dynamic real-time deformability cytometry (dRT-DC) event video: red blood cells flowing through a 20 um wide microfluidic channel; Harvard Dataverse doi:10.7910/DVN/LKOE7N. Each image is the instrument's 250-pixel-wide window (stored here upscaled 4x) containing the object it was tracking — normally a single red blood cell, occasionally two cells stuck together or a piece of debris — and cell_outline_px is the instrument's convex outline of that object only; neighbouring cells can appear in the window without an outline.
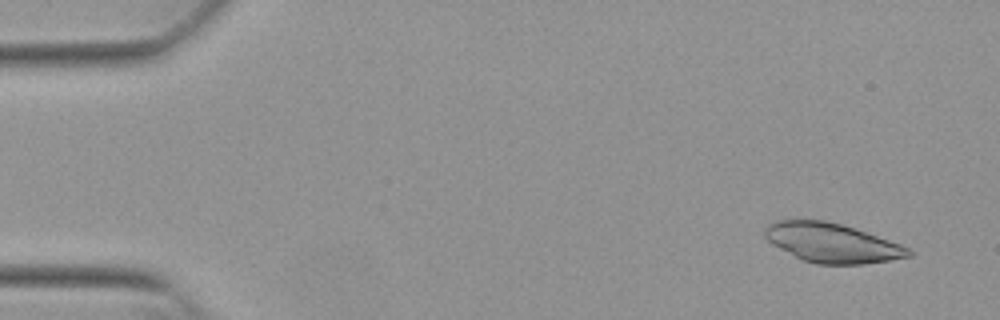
{"species": "Egyptian fruit bat (a non-hibernating species)", "species_latin": "Rousettus aegyptiacus", "temperature_condition": "warm", "stored_images_in_passage": 52, "camera_frame_rate_fps": 3000, "um_per_image_px": 0.085, "animal": {"sex": "female"}, "frame": {"image": 1, "passage_image": 3, "time_ms": 0.667, "image_size_px": [1000, 320], "cell_outline_px": [[916, 252], [912, 256], [892, 260], [864, 264], [816, 264], [804, 260], [772, 244], [764, 236], [764, 228], [768, 224], [776, 220], [824, 220], [840, 224], [900, 244]], "centroid_in_image_um": [70.73, 20.65], "position_along_channel_um": 14.3, "area_um2": 32.6}}